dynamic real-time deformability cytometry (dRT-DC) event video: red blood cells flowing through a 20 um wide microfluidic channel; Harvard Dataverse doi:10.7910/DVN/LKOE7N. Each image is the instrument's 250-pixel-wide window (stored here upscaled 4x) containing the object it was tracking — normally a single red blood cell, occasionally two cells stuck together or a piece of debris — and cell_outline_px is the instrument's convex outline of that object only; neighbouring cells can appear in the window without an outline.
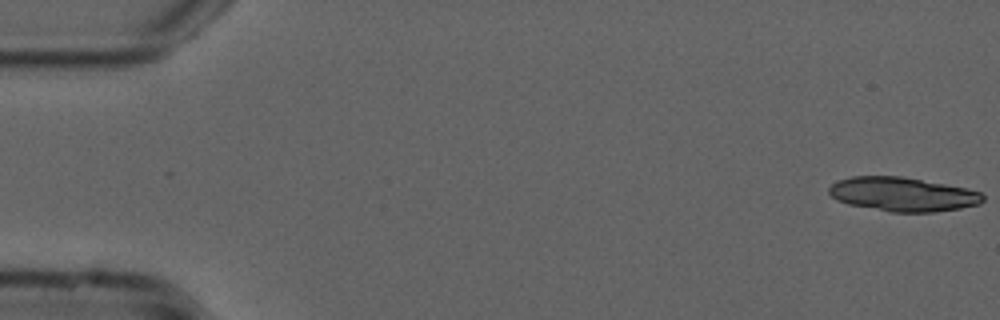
{"species": "common noctule bat (a hibernating species)", "species_latin": "Nyctalus noctula", "temperature_condition": "cold", "stored_images_in_passage": 14, "camera_frame_rate_fps": 3000, "um_per_image_px": 0.085, "animal": {"sex": "male", "forearm_length_mm": 52.5}, "frame": {"image": 1, "passage_image": 1, "time_ms": 0.0, "image_size_px": [1000, 320], "cell_outline_px": [[984, 200], [980, 204], [960, 208], [932, 212], [892, 212], [848, 204], [836, 200], [828, 192], [828, 188], [836, 180], [852, 176], [900, 176], [968, 188], [980, 192], [984, 196]], "centroid_in_image_um": [76.72, 16.51], "position_along_channel_um": 8.3, "area_um2": 30.58}}